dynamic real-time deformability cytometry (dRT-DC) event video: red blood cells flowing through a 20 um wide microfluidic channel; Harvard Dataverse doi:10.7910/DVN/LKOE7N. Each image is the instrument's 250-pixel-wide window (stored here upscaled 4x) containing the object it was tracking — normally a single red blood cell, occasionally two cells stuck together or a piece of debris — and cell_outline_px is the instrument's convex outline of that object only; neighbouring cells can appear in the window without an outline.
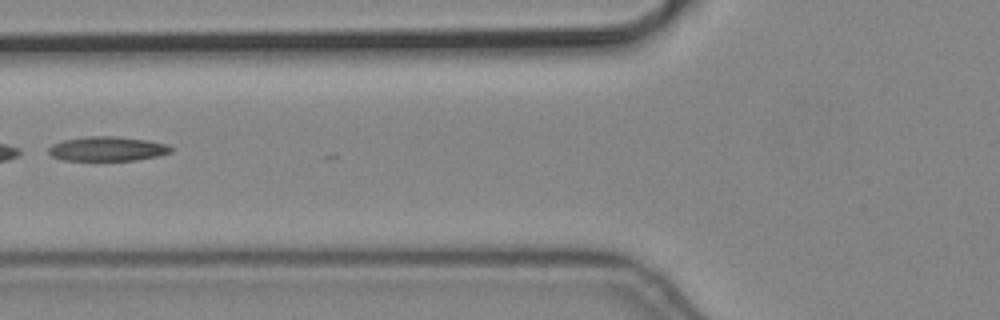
{"species": "common noctule bat (a hibernating species)", "species_latin": "Nyctalus noctula", "temperature_condition": "cold", "stored_images_in_passage": 2, "camera_frame_rate_fps": 3000, "um_per_image_px": 0.085, "animal": {"sex": "male", "body_mass_g": 19.2, "forearm_length_mm": 51.8}, "frame": {"image": 1, "passage_image": 2, "time_ms": 0.333, "image_size_px": [1000, 320], "cell_outline_px": [[172, 152], [160, 156], [136, 160], [64, 160], [52, 156], [48, 152], [48, 148], [52, 144], [64, 140], [84, 136], [116, 136], [148, 140], [168, 144], [172, 148]], "centroid_in_image_um": [9.15, 12.64], "position_along_channel_um": 116.6, "area_um2": 17.57}}